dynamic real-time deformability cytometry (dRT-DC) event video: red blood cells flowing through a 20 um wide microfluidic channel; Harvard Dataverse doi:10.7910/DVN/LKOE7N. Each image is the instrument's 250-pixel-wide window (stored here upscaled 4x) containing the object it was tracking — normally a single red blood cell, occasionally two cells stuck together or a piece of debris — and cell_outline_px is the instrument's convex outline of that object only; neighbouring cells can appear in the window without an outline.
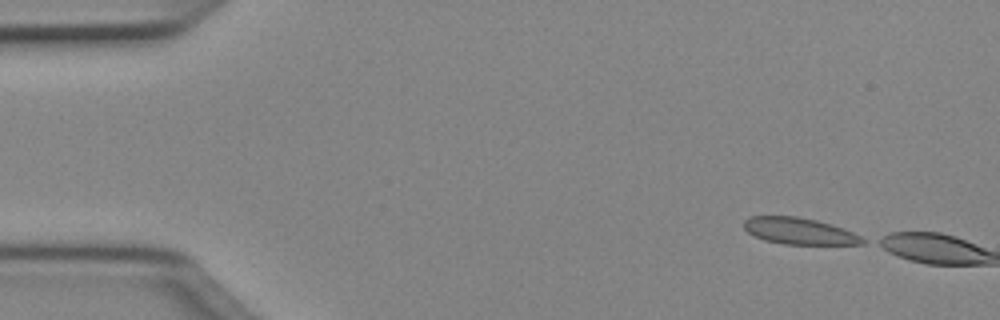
{"species": "Egyptian fruit bat (a non-hibernating species)", "species_latin": "Rousettus aegyptiacus", "temperature_condition": "cold", "stored_images_in_passage": 3, "camera_frame_rate_fps": 3000, "um_per_image_px": 0.085, "animal": {"sex": "female"}, "frame": {"image": 1, "passage_image": 1, "time_ms": 0.0, "image_size_px": [1000, 320], "cell_outline_px": [[868, 240], [864, 244], [784, 244], [764, 240], [748, 232], [744, 228], [744, 220], [748, 216], [796, 216], [816, 220], [852, 232]], "centroid_in_image_um": [67.91, 19.64], "position_along_channel_um": 17.1, "area_um2": 18.15}}